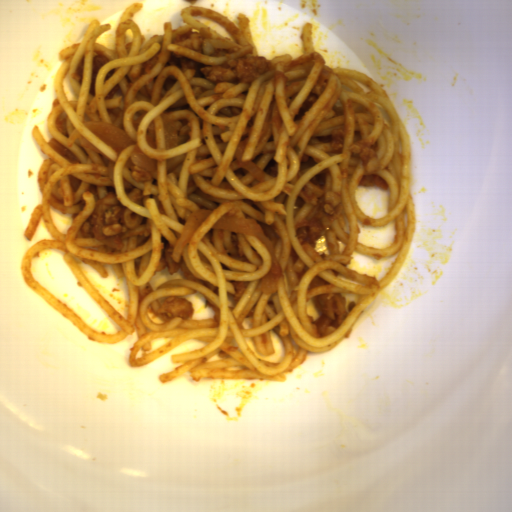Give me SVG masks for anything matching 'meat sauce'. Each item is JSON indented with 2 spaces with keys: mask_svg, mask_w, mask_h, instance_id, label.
Segmentation results:
<instances>
[{
  "mask_svg": "<svg viewBox=\"0 0 512 512\" xmlns=\"http://www.w3.org/2000/svg\"><path fill=\"white\" fill-rule=\"evenodd\" d=\"M116 193L108 192L95 202L94 209L82 223V237H95L112 249L124 248L122 236L127 232L124 222L125 209Z\"/></svg>",
  "mask_w": 512,
  "mask_h": 512,
  "instance_id": "1",
  "label": "meat sauce"
},
{
  "mask_svg": "<svg viewBox=\"0 0 512 512\" xmlns=\"http://www.w3.org/2000/svg\"><path fill=\"white\" fill-rule=\"evenodd\" d=\"M344 199L340 193L330 190L314 205L309 216L298 224L295 233L299 247H314L336 222Z\"/></svg>",
  "mask_w": 512,
  "mask_h": 512,
  "instance_id": "2",
  "label": "meat sauce"
},
{
  "mask_svg": "<svg viewBox=\"0 0 512 512\" xmlns=\"http://www.w3.org/2000/svg\"><path fill=\"white\" fill-rule=\"evenodd\" d=\"M272 69H274V65L270 60L254 55L231 59L219 65L202 67L200 72L204 78L215 84L229 81L249 84Z\"/></svg>",
  "mask_w": 512,
  "mask_h": 512,
  "instance_id": "3",
  "label": "meat sauce"
},
{
  "mask_svg": "<svg viewBox=\"0 0 512 512\" xmlns=\"http://www.w3.org/2000/svg\"><path fill=\"white\" fill-rule=\"evenodd\" d=\"M316 309L321 314L312 324L319 337L333 334L350 314L347 301L341 292L316 295Z\"/></svg>",
  "mask_w": 512,
  "mask_h": 512,
  "instance_id": "4",
  "label": "meat sauce"
},
{
  "mask_svg": "<svg viewBox=\"0 0 512 512\" xmlns=\"http://www.w3.org/2000/svg\"><path fill=\"white\" fill-rule=\"evenodd\" d=\"M194 308L192 302L180 297H165L156 313H165L169 317H192Z\"/></svg>",
  "mask_w": 512,
  "mask_h": 512,
  "instance_id": "5",
  "label": "meat sauce"
},
{
  "mask_svg": "<svg viewBox=\"0 0 512 512\" xmlns=\"http://www.w3.org/2000/svg\"><path fill=\"white\" fill-rule=\"evenodd\" d=\"M357 185L390 190L387 182L381 176L373 174L363 175Z\"/></svg>",
  "mask_w": 512,
  "mask_h": 512,
  "instance_id": "6",
  "label": "meat sauce"
}]
</instances>
